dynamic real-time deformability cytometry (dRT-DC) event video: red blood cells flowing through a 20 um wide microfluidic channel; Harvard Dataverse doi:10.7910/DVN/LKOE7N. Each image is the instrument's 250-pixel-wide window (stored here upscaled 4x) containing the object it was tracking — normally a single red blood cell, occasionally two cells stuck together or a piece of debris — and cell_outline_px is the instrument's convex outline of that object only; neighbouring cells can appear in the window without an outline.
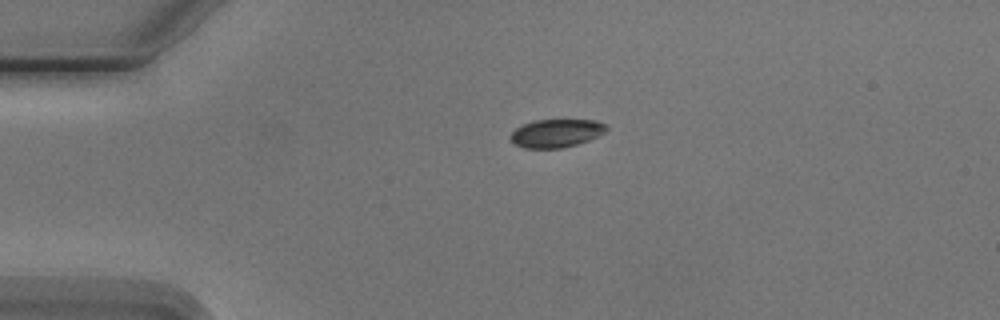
{"species": "Egyptian fruit bat (a non-hibernating species)", "species_latin": "Rousettus aegyptiacus", "temperature_condition": "cold", "stored_images_in_passage": 2, "camera_frame_rate_fps": 3000, "um_per_image_px": 0.085, "animal": {"sex": "male"}, "frame": {"image": 1, "passage_image": 1, "time_ms": 0.0, "image_size_px": [1000, 320], "cell_outline_px": [[608, 128], [604, 132], [588, 140], [576, 144], [560, 148], [524, 148], [516, 144], [508, 136], [516, 128], [524, 124], [536, 120], [592, 120], [604, 124]], "centroid_in_image_um": [47.25, 11.32], "position_along_channel_um": 37.8, "area_um2": 15.43}}
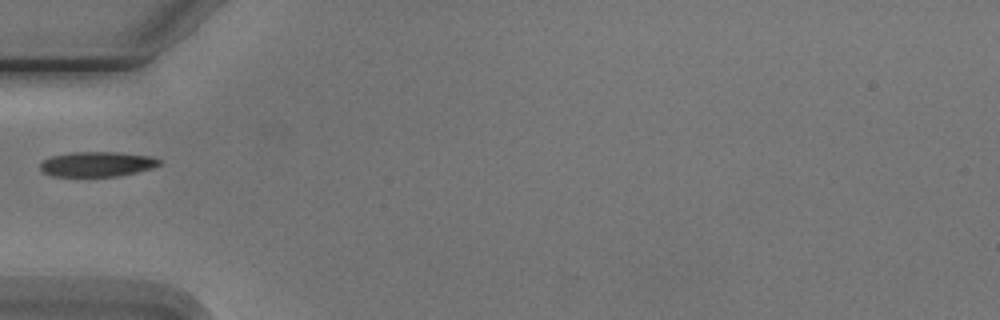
{"frame": {"image": 2, "passage_image": 2, "time_ms": 2.0, "image_size_px": [1000, 320], "cell_outline_px": [[160, 164], [152, 168], [120, 176], [52, 176], [44, 172], [40, 168], [40, 164], [44, 160], [52, 156], [72, 152], [116, 152], [152, 156], [160, 160]], "centroid_in_image_um": [8.26, 13.95], "position_along_channel_um": 76.7, "area_um2": 17.22}}